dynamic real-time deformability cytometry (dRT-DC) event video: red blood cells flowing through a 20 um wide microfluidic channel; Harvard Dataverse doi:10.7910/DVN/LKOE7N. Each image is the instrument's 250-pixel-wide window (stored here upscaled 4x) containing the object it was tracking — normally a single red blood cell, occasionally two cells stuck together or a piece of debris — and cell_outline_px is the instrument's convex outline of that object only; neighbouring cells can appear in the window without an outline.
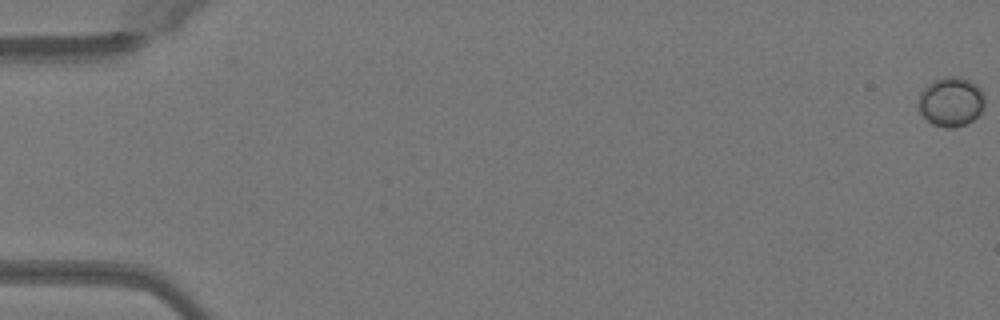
{"species": "Egyptian fruit bat (a non-hibernating species)", "species_latin": "Rousettus aegyptiacus", "temperature_condition": "warm", "stored_images_in_passage": 52, "camera_frame_rate_fps": 3000, "um_per_image_px": 0.085, "animal": {"sex": "female"}, "frame": {"image": 1, "passage_image": 1, "time_ms": 0.0, "image_size_px": [1000, 320], "cell_outline_px": [[984, 104], [980, 112], [972, 120], [964, 124], [952, 128], [948, 128], [932, 124], [920, 112], [920, 92], [932, 80], [940, 76], [960, 76], [976, 84], [984, 92]], "centroid_in_image_um": [80.84, 8.61], "position_along_channel_um": 4.2, "area_um2": 19.02}}
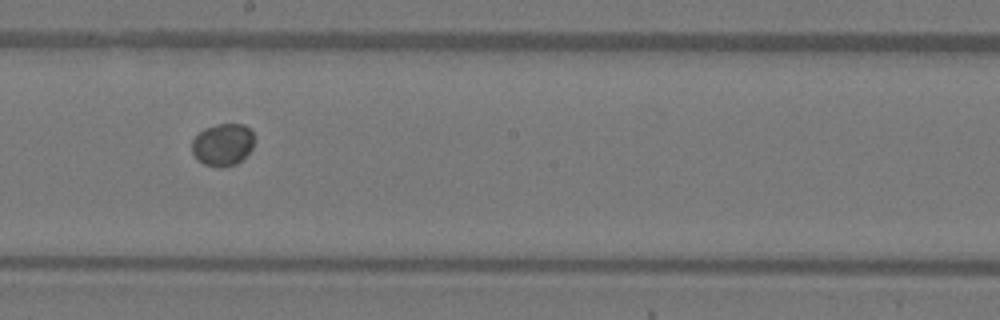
{"frame": {"image": 2, "passage_image": 30, "time_ms": 9.667, "image_size_px": [1000, 320], "cell_outline_px": [[252, 148], [236, 164], [220, 168], [204, 164], [192, 152], [192, 140], [204, 128], [216, 124], [244, 124], [252, 132]], "centroid_in_image_um": [18.91, 12.28], "position_along_channel_um": 229.3, "area_um2": 15.09}}
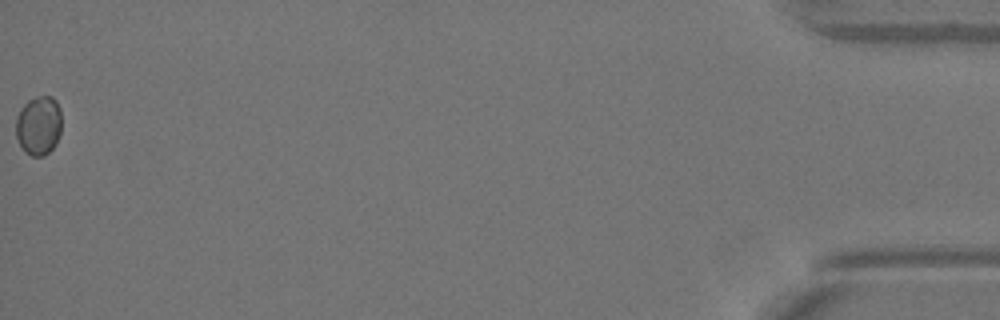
{"frame": {"image": 3, "passage_image": 52, "time_ms": 17.0, "image_size_px": [1000, 320], "cell_outline_px": [[60, 132], [56, 144], [44, 156], [32, 156], [20, 144], [16, 136], [16, 116], [20, 108], [28, 100], [36, 96], [52, 96], [56, 100], [60, 108]], "centroid_in_image_um": [3.28, 10.63], "position_along_channel_um": 431.9, "area_um2": 15.72}}